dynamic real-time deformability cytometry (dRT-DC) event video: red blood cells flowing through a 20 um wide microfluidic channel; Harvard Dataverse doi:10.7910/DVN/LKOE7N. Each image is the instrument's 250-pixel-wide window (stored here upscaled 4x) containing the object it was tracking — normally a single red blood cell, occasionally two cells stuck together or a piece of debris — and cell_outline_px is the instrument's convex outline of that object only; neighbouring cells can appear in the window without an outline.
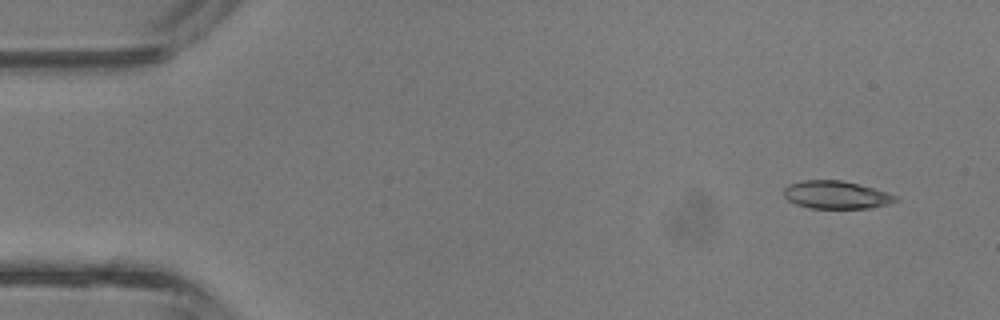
{"species": "common noctule bat (a hibernating species)", "species_latin": "Nyctalus noctula", "temperature_condition": "room temperature", "stored_images_in_passage": 3, "camera_frame_rate_fps": 3000, "um_per_image_px": 0.085, "animal": {"sex": "male", "body_mass_g": 13.3}, "frame": {"image": 1, "passage_image": 1, "time_ms": 0.0, "image_size_px": [1000, 320], "cell_outline_px": [[900, 200], [888, 204], [872, 208], [812, 208], [796, 204], [788, 200], [784, 196], [784, 188], [788, 184], [800, 180], [840, 180], [872, 188], [896, 196]], "centroid_in_image_um": [71.04, 16.56], "position_along_channel_um": 14.0, "area_um2": 17.98}}